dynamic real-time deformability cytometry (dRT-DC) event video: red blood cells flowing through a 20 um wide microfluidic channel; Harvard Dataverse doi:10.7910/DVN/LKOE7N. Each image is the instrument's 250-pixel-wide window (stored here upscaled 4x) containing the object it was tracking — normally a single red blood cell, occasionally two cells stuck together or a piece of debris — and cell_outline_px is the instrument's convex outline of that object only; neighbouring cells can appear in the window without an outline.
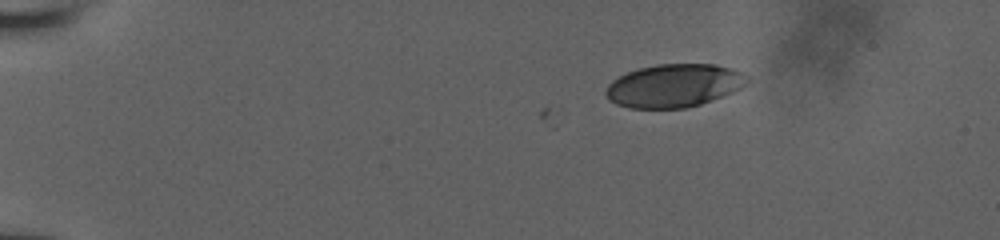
{"species": "human", "species_latin": "Homo sapiens", "temperature_condition": "room temperature", "stored_images_in_passage": 3, "camera_frame_rate_fps": 3000, "um_per_image_px": 0.085, "donor": {"sex": "male"}, "frame": {"image": 1, "passage_image": 1, "time_ms": 0.0, "image_size_px": [1000, 240], "cell_outline_px": [[748, 80], [740, 88], [732, 92], [700, 104], [684, 108], [628, 108], [616, 104], [608, 100], [604, 92], [608, 84], [612, 80], [628, 72], [640, 68], [656, 64], [716, 64], [732, 68], [748, 76]], "centroid_in_image_um": [57.25, 7.28], "position_along_channel_um": 27.7, "area_um2": 35.43}}